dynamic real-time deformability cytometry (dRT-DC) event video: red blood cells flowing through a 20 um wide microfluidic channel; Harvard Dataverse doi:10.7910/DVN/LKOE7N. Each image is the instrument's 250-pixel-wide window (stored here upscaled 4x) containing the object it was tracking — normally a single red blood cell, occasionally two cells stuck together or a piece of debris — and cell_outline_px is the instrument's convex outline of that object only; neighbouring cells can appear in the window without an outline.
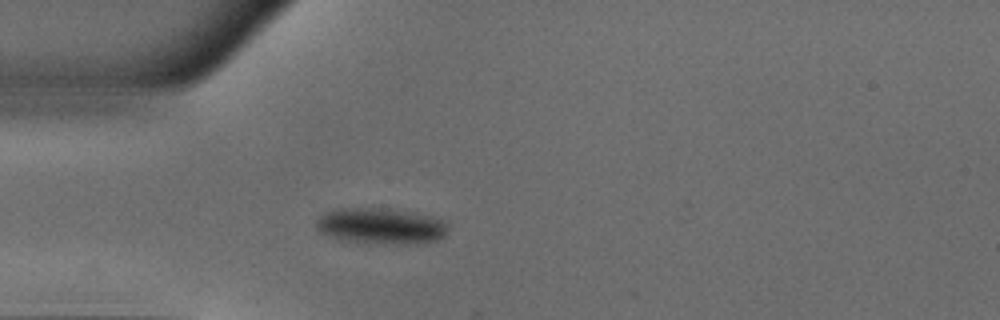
{"species": "common noctule bat (a hibernating species)", "species_latin": "Nyctalus noctula", "temperature_condition": "warm", "stored_images_in_passage": 8, "camera_frame_rate_fps": 3000, "um_per_image_px": 0.085, "animal": {"sex": "male", "body_mass_g": 18.8}, "frame": {"image": 1, "passage_image": 1, "time_ms": 0.0, "image_size_px": [1000, 320], "cell_outline_px": [[448, 228], [444, 236], [436, 240], [384, 244], [340, 240], [320, 232], [316, 228], [316, 220], [324, 212], [336, 208], [388, 208], [432, 216], [444, 220], [448, 224]], "centroid_in_image_um": [32.33, 19.18], "position_along_channel_um": 52.7, "area_um2": 27.51}}
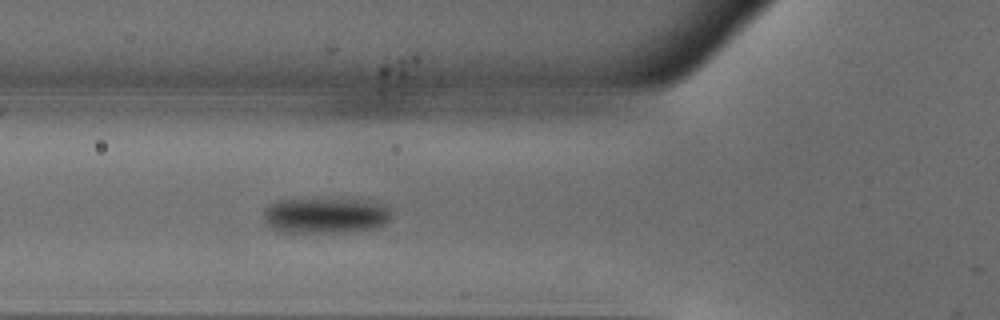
{"frame": {"image": 2, "passage_image": 5, "time_ms": 1.333, "image_size_px": [1000, 320], "cell_outline_px": [[396, 208], [388, 228], [332, 236], [276, 236], [264, 224], [260, 216], [264, 208], [268, 204], [276, 200], [288, 196], [292, 196], [372, 200], [388, 204]], "centroid_in_image_um": [27.64, 18.38], "position_along_channel_um": 98.2, "area_um2": 31.96}}